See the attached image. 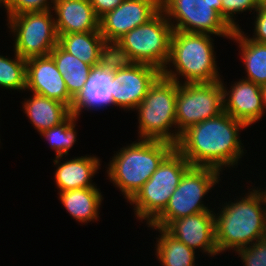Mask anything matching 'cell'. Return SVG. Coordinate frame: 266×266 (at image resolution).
Segmentation results:
<instances>
[{"mask_svg": "<svg viewBox=\"0 0 266 266\" xmlns=\"http://www.w3.org/2000/svg\"><path fill=\"white\" fill-rule=\"evenodd\" d=\"M245 127L241 121L222 112L185 130L175 148L192 166L221 171L222 166L237 164L244 153L238 133Z\"/></svg>", "mask_w": 266, "mask_h": 266, "instance_id": "1", "label": "cell"}, {"mask_svg": "<svg viewBox=\"0 0 266 266\" xmlns=\"http://www.w3.org/2000/svg\"><path fill=\"white\" fill-rule=\"evenodd\" d=\"M252 191L237 202L226 203L220 216H214L215 241L219 253L248 247L266 237L265 207L262 208L265 200L261 190Z\"/></svg>", "mask_w": 266, "mask_h": 266, "instance_id": "2", "label": "cell"}, {"mask_svg": "<svg viewBox=\"0 0 266 266\" xmlns=\"http://www.w3.org/2000/svg\"><path fill=\"white\" fill-rule=\"evenodd\" d=\"M174 149L165 141L139 139L113 157L107 170L109 179L130 201Z\"/></svg>", "mask_w": 266, "mask_h": 266, "instance_id": "3", "label": "cell"}, {"mask_svg": "<svg viewBox=\"0 0 266 266\" xmlns=\"http://www.w3.org/2000/svg\"><path fill=\"white\" fill-rule=\"evenodd\" d=\"M209 35L173 30L167 64L171 62L176 72L164 68L161 75L179 83L181 74L186 84L221 81Z\"/></svg>", "mask_w": 266, "mask_h": 266, "instance_id": "4", "label": "cell"}, {"mask_svg": "<svg viewBox=\"0 0 266 266\" xmlns=\"http://www.w3.org/2000/svg\"><path fill=\"white\" fill-rule=\"evenodd\" d=\"M176 97L177 82L160 75L136 107L140 138L177 145V134L169 132V128L177 125Z\"/></svg>", "mask_w": 266, "mask_h": 266, "instance_id": "5", "label": "cell"}, {"mask_svg": "<svg viewBox=\"0 0 266 266\" xmlns=\"http://www.w3.org/2000/svg\"><path fill=\"white\" fill-rule=\"evenodd\" d=\"M191 166L175 148L129 201L135 204V215L140 220L147 219L149 225L165 209L184 173Z\"/></svg>", "mask_w": 266, "mask_h": 266, "instance_id": "6", "label": "cell"}, {"mask_svg": "<svg viewBox=\"0 0 266 266\" xmlns=\"http://www.w3.org/2000/svg\"><path fill=\"white\" fill-rule=\"evenodd\" d=\"M220 171L212 167L191 166L172 193L165 209L148 227L165 228L172 220L200 212H213L202 204V198L218 183Z\"/></svg>", "mask_w": 266, "mask_h": 266, "instance_id": "7", "label": "cell"}, {"mask_svg": "<svg viewBox=\"0 0 266 266\" xmlns=\"http://www.w3.org/2000/svg\"><path fill=\"white\" fill-rule=\"evenodd\" d=\"M222 81L209 83H177V143L189 127L224 112Z\"/></svg>", "mask_w": 266, "mask_h": 266, "instance_id": "8", "label": "cell"}, {"mask_svg": "<svg viewBox=\"0 0 266 266\" xmlns=\"http://www.w3.org/2000/svg\"><path fill=\"white\" fill-rule=\"evenodd\" d=\"M172 33L173 27L160 11L149 22L132 29L117 42L128 50L137 63L162 71L167 68Z\"/></svg>", "mask_w": 266, "mask_h": 266, "instance_id": "9", "label": "cell"}, {"mask_svg": "<svg viewBox=\"0 0 266 266\" xmlns=\"http://www.w3.org/2000/svg\"><path fill=\"white\" fill-rule=\"evenodd\" d=\"M16 35L14 50L23 59L46 56L58 44V34L51 11L27 12L8 17Z\"/></svg>", "mask_w": 266, "mask_h": 266, "instance_id": "10", "label": "cell"}, {"mask_svg": "<svg viewBox=\"0 0 266 266\" xmlns=\"http://www.w3.org/2000/svg\"><path fill=\"white\" fill-rule=\"evenodd\" d=\"M161 11L168 17L173 30L215 34L229 39L234 31L205 0H161ZM170 18H175L177 23L173 24Z\"/></svg>", "mask_w": 266, "mask_h": 266, "instance_id": "11", "label": "cell"}, {"mask_svg": "<svg viewBox=\"0 0 266 266\" xmlns=\"http://www.w3.org/2000/svg\"><path fill=\"white\" fill-rule=\"evenodd\" d=\"M161 11V0H124L99 19L105 41L117 42L132 29L146 24Z\"/></svg>", "mask_w": 266, "mask_h": 266, "instance_id": "12", "label": "cell"}, {"mask_svg": "<svg viewBox=\"0 0 266 266\" xmlns=\"http://www.w3.org/2000/svg\"><path fill=\"white\" fill-rule=\"evenodd\" d=\"M160 75L161 71L156 67L141 63L132 68L113 71L111 81L113 105L124 109H136Z\"/></svg>", "mask_w": 266, "mask_h": 266, "instance_id": "13", "label": "cell"}, {"mask_svg": "<svg viewBox=\"0 0 266 266\" xmlns=\"http://www.w3.org/2000/svg\"><path fill=\"white\" fill-rule=\"evenodd\" d=\"M26 89L73 107L74 99L50 54L26 60Z\"/></svg>", "mask_w": 266, "mask_h": 266, "instance_id": "14", "label": "cell"}, {"mask_svg": "<svg viewBox=\"0 0 266 266\" xmlns=\"http://www.w3.org/2000/svg\"><path fill=\"white\" fill-rule=\"evenodd\" d=\"M214 213L200 212L172 220L164 229L195 251L202 248L209 255L219 254L215 241Z\"/></svg>", "mask_w": 266, "mask_h": 266, "instance_id": "15", "label": "cell"}, {"mask_svg": "<svg viewBox=\"0 0 266 266\" xmlns=\"http://www.w3.org/2000/svg\"><path fill=\"white\" fill-rule=\"evenodd\" d=\"M222 86L224 112L241 121L247 127L263 116L265 110L262 105V93L259 85L243 79L236 82L232 89L228 91L229 93L223 83Z\"/></svg>", "mask_w": 266, "mask_h": 266, "instance_id": "16", "label": "cell"}, {"mask_svg": "<svg viewBox=\"0 0 266 266\" xmlns=\"http://www.w3.org/2000/svg\"><path fill=\"white\" fill-rule=\"evenodd\" d=\"M57 34L99 31V18L90 0H54Z\"/></svg>", "mask_w": 266, "mask_h": 266, "instance_id": "17", "label": "cell"}, {"mask_svg": "<svg viewBox=\"0 0 266 266\" xmlns=\"http://www.w3.org/2000/svg\"><path fill=\"white\" fill-rule=\"evenodd\" d=\"M113 71L102 68L99 65L93 68L90 77L85 83V88L74 100L71 112L77 117L84 108L86 110L99 109L113 104L111 94V81Z\"/></svg>", "mask_w": 266, "mask_h": 266, "instance_id": "18", "label": "cell"}, {"mask_svg": "<svg viewBox=\"0 0 266 266\" xmlns=\"http://www.w3.org/2000/svg\"><path fill=\"white\" fill-rule=\"evenodd\" d=\"M59 165L55 172V180L60 192L95 187L91 179L100 166L97 157L81 156Z\"/></svg>", "mask_w": 266, "mask_h": 266, "instance_id": "19", "label": "cell"}, {"mask_svg": "<svg viewBox=\"0 0 266 266\" xmlns=\"http://www.w3.org/2000/svg\"><path fill=\"white\" fill-rule=\"evenodd\" d=\"M23 105L25 113L39 134L61 124L72 114L65 104L36 93H33L31 99L24 101Z\"/></svg>", "mask_w": 266, "mask_h": 266, "instance_id": "20", "label": "cell"}, {"mask_svg": "<svg viewBox=\"0 0 266 266\" xmlns=\"http://www.w3.org/2000/svg\"><path fill=\"white\" fill-rule=\"evenodd\" d=\"M50 55L66 83L69 95L75 100L85 88V83L94 67L69 54L58 44Z\"/></svg>", "mask_w": 266, "mask_h": 266, "instance_id": "21", "label": "cell"}, {"mask_svg": "<svg viewBox=\"0 0 266 266\" xmlns=\"http://www.w3.org/2000/svg\"><path fill=\"white\" fill-rule=\"evenodd\" d=\"M104 42L100 31L58 34V45L91 67L99 65L100 49Z\"/></svg>", "mask_w": 266, "mask_h": 266, "instance_id": "22", "label": "cell"}, {"mask_svg": "<svg viewBox=\"0 0 266 266\" xmlns=\"http://www.w3.org/2000/svg\"><path fill=\"white\" fill-rule=\"evenodd\" d=\"M61 203L71 216L80 222L97 219L102 195L97 187L73 189L59 192Z\"/></svg>", "mask_w": 266, "mask_h": 266, "instance_id": "23", "label": "cell"}, {"mask_svg": "<svg viewBox=\"0 0 266 266\" xmlns=\"http://www.w3.org/2000/svg\"><path fill=\"white\" fill-rule=\"evenodd\" d=\"M231 39L240 44L241 57L248 77L245 80L259 86L266 84V43H259L245 37L240 28L233 31Z\"/></svg>", "mask_w": 266, "mask_h": 266, "instance_id": "24", "label": "cell"}, {"mask_svg": "<svg viewBox=\"0 0 266 266\" xmlns=\"http://www.w3.org/2000/svg\"><path fill=\"white\" fill-rule=\"evenodd\" d=\"M161 232L157 238V258L162 266H195V251L183 242L175 239L164 228L154 227Z\"/></svg>", "mask_w": 266, "mask_h": 266, "instance_id": "25", "label": "cell"}, {"mask_svg": "<svg viewBox=\"0 0 266 266\" xmlns=\"http://www.w3.org/2000/svg\"><path fill=\"white\" fill-rule=\"evenodd\" d=\"M78 117L71 114L61 124L43 131L41 136L45 137L52 149L56 151L55 165L59 163L62 156L68 154V150L73 146L76 141V132L74 131L75 121Z\"/></svg>", "mask_w": 266, "mask_h": 266, "instance_id": "26", "label": "cell"}, {"mask_svg": "<svg viewBox=\"0 0 266 266\" xmlns=\"http://www.w3.org/2000/svg\"><path fill=\"white\" fill-rule=\"evenodd\" d=\"M0 87L26 89V60L15 52V58L0 55Z\"/></svg>", "mask_w": 266, "mask_h": 266, "instance_id": "27", "label": "cell"}, {"mask_svg": "<svg viewBox=\"0 0 266 266\" xmlns=\"http://www.w3.org/2000/svg\"><path fill=\"white\" fill-rule=\"evenodd\" d=\"M137 62L118 42L105 41L100 49L99 66L109 71L132 68Z\"/></svg>", "mask_w": 266, "mask_h": 266, "instance_id": "28", "label": "cell"}, {"mask_svg": "<svg viewBox=\"0 0 266 266\" xmlns=\"http://www.w3.org/2000/svg\"><path fill=\"white\" fill-rule=\"evenodd\" d=\"M259 7L257 0H222L221 17L232 29H239L238 24L234 22V14L250 9L257 11Z\"/></svg>", "mask_w": 266, "mask_h": 266, "instance_id": "29", "label": "cell"}, {"mask_svg": "<svg viewBox=\"0 0 266 266\" xmlns=\"http://www.w3.org/2000/svg\"><path fill=\"white\" fill-rule=\"evenodd\" d=\"M49 0H4L8 17L20 15L27 12H41L50 10ZM54 3V0H51Z\"/></svg>", "mask_w": 266, "mask_h": 266, "instance_id": "30", "label": "cell"}, {"mask_svg": "<svg viewBox=\"0 0 266 266\" xmlns=\"http://www.w3.org/2000/svg\"><path fill=\"white\" fill-rule=\"evenodd\" d=\"M236 252L242 258L244 266H266V237Z\"/></svg>", "mask_w": 266, "mask_h": 266, "instance_id": "31", "label": "cell"}, {"mask_svg": "<svg viewBox=\"0 0 266 266\" xmlns=\"http://www.w3.org/2000/svg\"><path fill=\"white\" fill-rule=\"evenodd\" d=\"M255 32L254 37L250 38L259 43H266V6H260L256 11Z\"/></svg>", "mask_w": 266, "mask_h": 266, "instance_id": "32", "label": "cell"}, {"mask_svg": "<svg viewBox=\"0 0 266 266\" xmlns=\"http://www.w3.org/2000/svg\"><path fill=\"white\" fill-rule=\"evenodd\" d=\"M124 0H90L96 16L100 19L106 13L113 11Z\"/></svg>", "mask_w": 266, "mask_h": 266, "instance_id": "33", "label": "cell"}, {"mask_svg": "<svg viewBox=\"0 0 266 266\" xmlns=\"http://www.w3.org/2000/svg\"><path fill=\"white\" fill-rule=\"evenodd\" d=\"M205 1L213 5V8L216 9L221 15V1L222 0H205Z\"/></svg>", "mask_w": 266, "mask_h": 266, "instance_id": "34", "label": "cell"}, {"mask_svg": "<svg viewBox=\"0 0 266 266\" xmlns=\"http://www.w3.org/2000/svg\"><path fill=\"white\" fill-rule=\"evenodd\" d=\"M261 88V93H262V105L263 109L266 108V84L260 86Z\"/></svg>", "mask_w": 266, "mask_h": 266, "instance_id": "35", "label": "cell"}, {"mask_svg": "<svg viewBox=\"0 0 266 266\" xmlns=\"http://www.w3.org/2000/svg\"><path fill=\"white\" fill-rule=\"evenodd\" d=\"M259 6H266V0H257Z\"/></svg>", "mask_w": 266, "mask_h": 266, "instance_id": "36", "label": "cell"}, {"mask_svg": "<svg viewBox=\"0 0 266 266\" xmlns=\"http://www.w3.org/2000/svg\"><path fill=\"white\" fill-rule=\"evenodd\" d=\"M261 193H262V195H263V197H264V200H265V205H266V190H264V191H261Z\"/></svg>", "mask_w": 266, "mask_h": 266, "instance_id": "37", "label": "cell"}, {"mask_svg": "<svg viewBox=\"0 0 266 266\" xmlns=\"http://www.w3.org/2000/svg\"><path fill=\"white\" fill-rule=\"evenodd\" d=\"M264 220H265V231H266V208H265V218H264Z\"/></svg>", "mask_w": 266, "mask_h": 266, "instance_id": "38", "label": "cell"}, {"mask_svg": "<svg viewBox=\"0 0 266 266\" xmlns=\"http://www.w3.org/2000/svg\"><path fill=\"white\" fill-rule=\"evenodd\" d=\"M1 4H4V0H0V5H1Z\"/></svg>", "mask_w": 266, "mask_h": 266, "instance_id": "39", "label": "cell"}]
</instances>
